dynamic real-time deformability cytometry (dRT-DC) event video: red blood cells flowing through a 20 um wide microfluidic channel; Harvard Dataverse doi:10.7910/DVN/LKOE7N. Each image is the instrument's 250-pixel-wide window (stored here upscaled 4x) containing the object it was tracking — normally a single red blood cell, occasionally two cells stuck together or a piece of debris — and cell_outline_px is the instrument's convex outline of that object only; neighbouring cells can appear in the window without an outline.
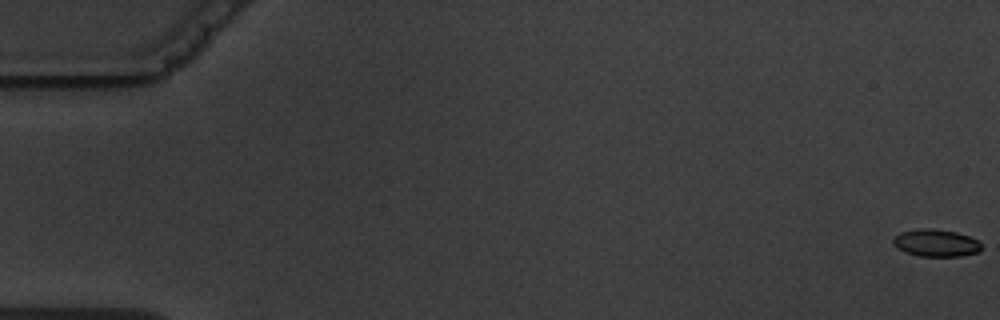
{"species": "common noctule bat (a hibernating species)", "species_latin": "Nyctalus noctula", "temperature_condition": "warm", "stored_images_in_passage": 6, "camera_frame_rate_fps": 3000, "um_per_image_px": 0.085, "animal": {"sex": "male", "body_mass_g": 19.5, "forearm_length_mm": 54.6}, "frame": {"image": 1, "passage_image": 1, "time_ms": 0.0, "image_size_px": [1000, 320], "cell_outline_px": [[980, 248], [976, 252], [960, 256], [920, 256], [904, 252], [896, 248], [892, 244], [892, 240], [900, 232], [920, 228], [932, 228], [956, 232], [968, 236], [976, 240], [980, 244]], "centroid_in_image_um": [79.48, 20.64], "position_along_channel_um": 5.5, "area_um2": 13.93}}